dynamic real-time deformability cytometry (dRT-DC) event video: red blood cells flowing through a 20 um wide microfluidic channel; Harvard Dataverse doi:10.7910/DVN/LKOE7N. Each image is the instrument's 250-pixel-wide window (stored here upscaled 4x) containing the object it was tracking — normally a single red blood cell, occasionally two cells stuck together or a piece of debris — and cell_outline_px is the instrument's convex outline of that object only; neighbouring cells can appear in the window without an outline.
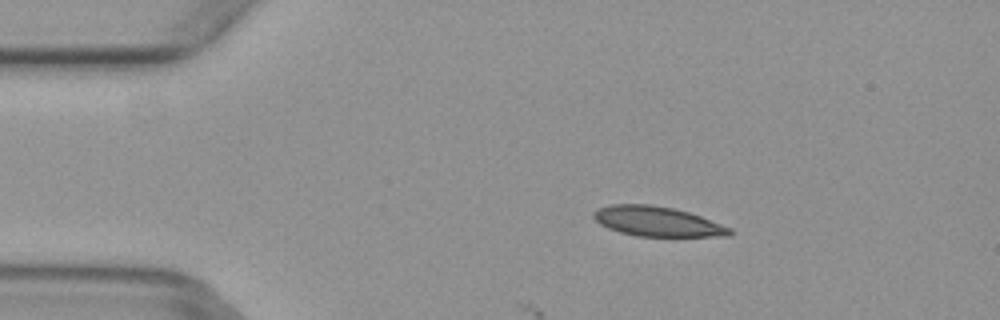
{"species": "common noctule bat (a hibernating species)", "species_latin": "Nyctalus noctula", "temperature_condition": "warm", "stored_images_in_passage": 4, "camera_frame_rate_fps": 3000, "um_per_image_px": 0.085, "animal": {"sex": "female", "body_mass_g": 29.2, "forearm_length_mm": 56.3}, "frame": {"image": 1, "passage_image": 2, "time_ms": 0.333, "image_size_px": [1000, 320], "cell_outline_px": [[732, 232], [728, 236], [636, 236], [620, 232], [608, 228], [600, 224], [592, 216], [592, 212], [600, 208], [612, 204], [652, 204], [672, 208], [688, 212], [700, 216], [732, 228]], "centroid_in_image_um": [55.85, 18.82], "position_along_channel_um": 29.2, "area_um2": 23.52}}